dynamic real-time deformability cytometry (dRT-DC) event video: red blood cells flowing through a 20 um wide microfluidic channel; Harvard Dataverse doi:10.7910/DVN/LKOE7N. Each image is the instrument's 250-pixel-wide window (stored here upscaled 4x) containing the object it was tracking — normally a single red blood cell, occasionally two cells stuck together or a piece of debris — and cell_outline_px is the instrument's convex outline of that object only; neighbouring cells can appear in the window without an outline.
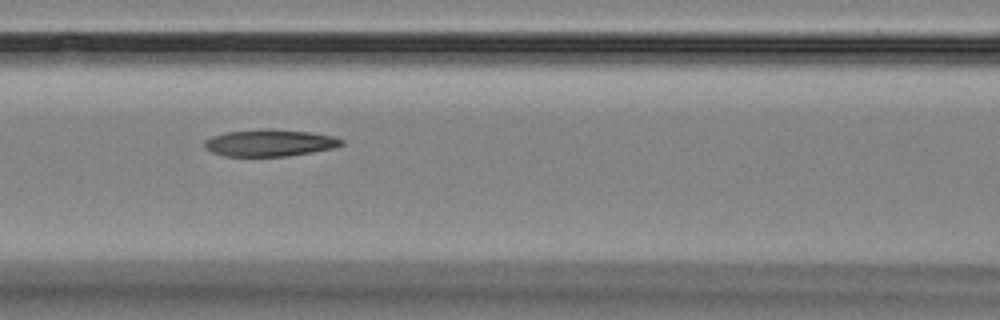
{"species": "Egyptian fruit bat (a non-hibernating species)", "species_latin": "Rousettus aegyptiacus", "temperature_condition": "room temperature", "stored_images_in_passage": 9, "segment_of_instrument_passage": [1, 2], "camera_frame_rate_fps": 3000, "um_per_image_px": 0.085, "animal": {"sex": "female"}, "frame": {"image": 1, "passage_image": 7, "time_ms": 6.667, "image_size_px": [1000, 320], "cell_outline_px": [[344, 144], [332, 148], [312, 152], [288, 156], [224, 156], [212, 152], [204, 148], [204, 140], [212, 136], [224, 132], [268, 128], [272, 128], [312, 132], [336, 136], [344, 140]], "centroid_in_image_um": [22.93, 12.13], "position_along_channel_um": 143.7, "area_um2": 21.79}}
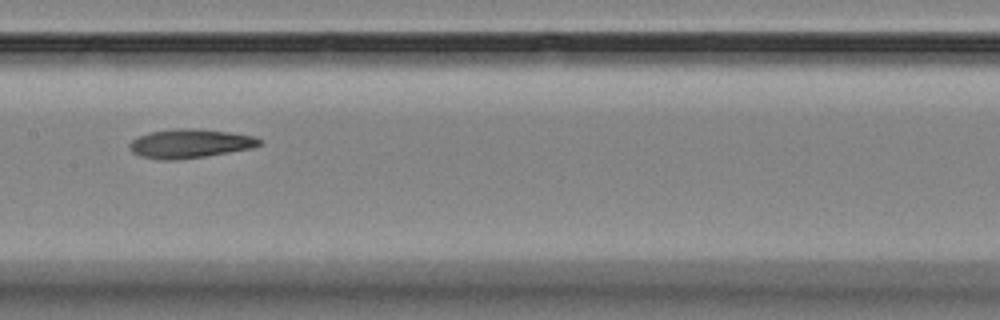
{"frame": {"image": 2, "passage_image": 8, "time_ms": 8.0, "image_size_px": [1000, 320], "cell_outline_px": [[264, 140], [260, 144], [252, 148], [204, 156], [172, 160], [160, 160], [140, 156], [132, 152], [128, 148], [128, 144], [132, 140], [148, 132], [176, 128], [196, 128], [228, 132], [252, 136]], "centroid_in_image_um": [16.1, 12.19], "position_along_channel_um": 191.3, "area_um2": 21.85}}